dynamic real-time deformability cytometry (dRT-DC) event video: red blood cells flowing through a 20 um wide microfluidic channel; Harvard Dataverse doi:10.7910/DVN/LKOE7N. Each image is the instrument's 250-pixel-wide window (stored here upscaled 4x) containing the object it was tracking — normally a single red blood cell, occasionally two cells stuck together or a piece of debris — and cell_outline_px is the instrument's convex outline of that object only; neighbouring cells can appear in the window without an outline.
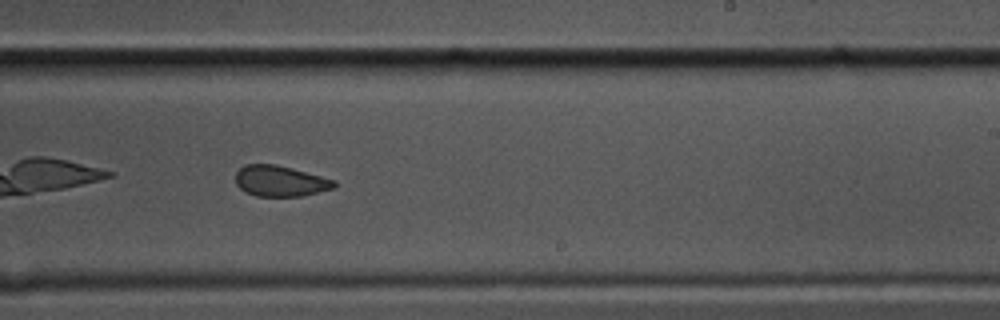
{"species": "common noctule bat (a hibernating species)", "species_latin": "Nyctalus noctula", "temperature_condition": "cold", "stored_images_in_passage": 42, "camera_frame_rate_fps": 3000, "um_per_image_px": 0.085, "animal": {"sex": "male", "body_mass_g": 17.5, "forearm_length_mm": 52.3}, "frame": {"image": 1, "passage_image": 19, "time_ms": 6.0, "image_size_px": [1000, 320], "cell_outline_px": [[336, 188], [304, 196], [256, 196], [244, 192], [236, 184], [236, 172], [244, 164], [276, 164], [292, 168], [336, 180]], "centroid_in_image_um": [23.83, 15.39], "position_along_channel_um": 265.2, "area_um2": 17.92}}
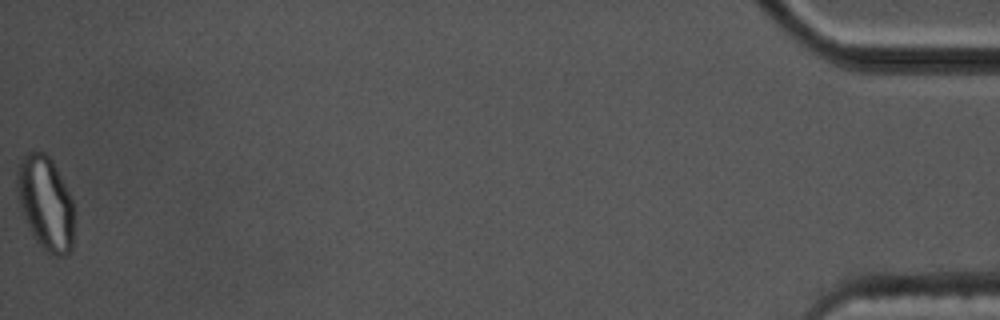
{"frame": {"image": 2, "passage_image": 42, "time_ms": 13.667, "image_size_px": [1000, 320], "cell_outline_px": [[72, 248], [64, 256], [52, 256], [44, 252], [32, 236], [20, 208], [16, 192], [16, 172], [20, 160], [28, 152], [44, 152], [52, 160], [72, 200]], "centroid_in_image_um": [3.82, 17.29], "position_along_channel_um": 431.4, "area_um2": 31.21}, "authors_computed_cell_mechanics": {"area_um2": 18.6694, "velocity_mm_per_s": 3.4505, "shape_relaxation_time_tau1_ms": null, "shape_relaxation_time_tau2_ms": 1.5884, "deformation_change_tau1": null, "deformation_change_tau2": 0.0519}}